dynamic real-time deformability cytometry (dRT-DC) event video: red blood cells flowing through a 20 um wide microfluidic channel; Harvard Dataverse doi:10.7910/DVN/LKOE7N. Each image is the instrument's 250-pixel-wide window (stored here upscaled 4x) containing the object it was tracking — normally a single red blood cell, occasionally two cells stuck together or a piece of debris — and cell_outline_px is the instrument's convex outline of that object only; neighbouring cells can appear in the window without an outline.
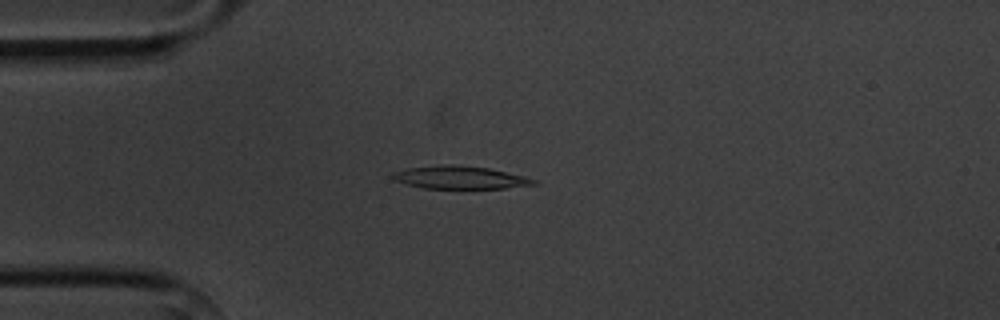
{"species": "common noctule bat (a hibernating species)", "species_latin": "Nyctalus noctula", "temperature_condition": "cold", "stored_images_in_passage": 4, "camera_frame_rate_fps": 3000, "um_per_image_px": 0.085, "animal": {"sex": "male", "body_mass_g": 20.1, "forearm_length_mm": 53.5}, "frame": {"image": 1, "passage_image": 4, "time_ms": 3.667, "image_size_px": [1000, 320], "cell_outline_px": [[540, 180], [536, 184], [504, 188], [424, 188], [392, 180], [392, 172], [408, 168], [440, 164], [452, 164], [488, 168], [524, 176]], "centroid_in_image_um": [39.09, 15.08], "position_along_channel_um": 45.9, "area_um2": 18.73}}